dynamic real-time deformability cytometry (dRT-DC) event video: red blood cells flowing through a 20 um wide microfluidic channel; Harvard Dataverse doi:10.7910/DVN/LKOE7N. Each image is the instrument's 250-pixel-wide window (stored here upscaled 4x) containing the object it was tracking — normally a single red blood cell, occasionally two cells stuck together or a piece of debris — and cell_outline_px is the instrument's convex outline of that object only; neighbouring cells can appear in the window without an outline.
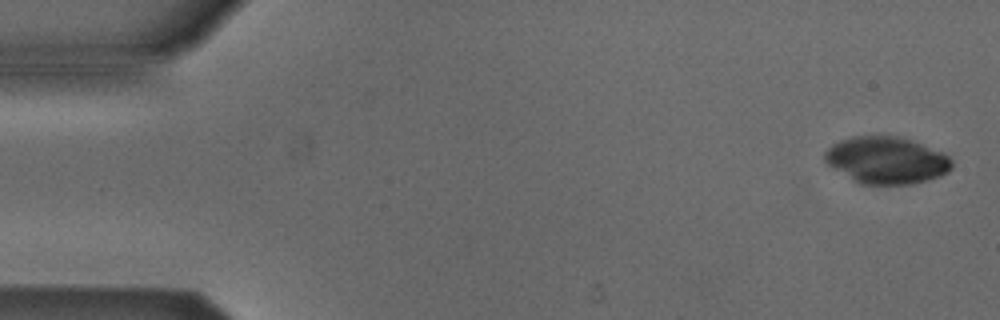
{"species": "Egyptian fruit bat (a non-hibernating species)", "species_latin": "Rousettus aegyptiacus", "temperature_condition": "cold", "stored_images_in_passage": 5, "camera_frame_rate_fps": 3000, "um_per_image_px": 0.085, "animal": {"sex": "male"}, "frame": {"image": 1, "passage_image": 1, "time_ms": 0.0, "image_size_px": [1000, 320], "cell_outline_px": [[952, 168], [948, 172], [940, 176], [912, 184], [860, 184], [852, 180], [828, 164], [824, 160], [824, 152], [832, 144], [840, 140], [852, 136], [896, 136], [920, 144], [940, 152], [948, 156], [952, 160]], "centroid_in_image_um": [75.32, 13.63], "position_along_channel_um": 9.7, "area_um2": 34.45}}